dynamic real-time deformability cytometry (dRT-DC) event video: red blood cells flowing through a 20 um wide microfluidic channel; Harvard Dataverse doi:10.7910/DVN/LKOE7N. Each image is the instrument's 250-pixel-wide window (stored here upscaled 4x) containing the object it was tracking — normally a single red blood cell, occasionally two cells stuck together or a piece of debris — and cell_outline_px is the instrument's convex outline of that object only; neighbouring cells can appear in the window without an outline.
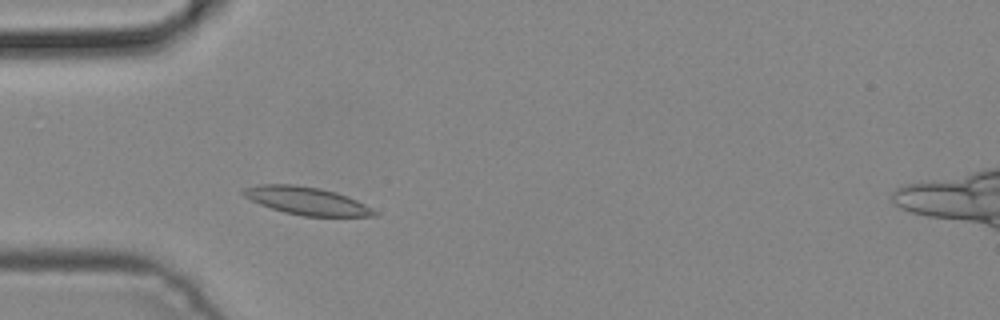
{"species": "common noctule bat (a hibernating species)", "species_latin": "Nyctalus noctula", "temperature_condition": "cold", "stored_images_in_passage": 3, "camera_frame_rate_fps": 3000, "um_per_image_px": 0.085, "animal": {"sex": "male", "body_mass_g": 19.2, "forearm_length_mm": 51.8}, "frame": {"image": 1, "passage_image": 3, "time_ms": 0.667, "image_size_px": [1000, 320], "cell_outline_px": [[376, 216], [304, 216], [284, 212], [260, 204], [244, 196], [240, 192], [244, 188], [260, 184], [292, 184], [320, 188], [336, 192], [348, 196], [364, 204], [376, 212]], "centroid_in_image_um": [26.04, 17.06], "position_along_channel_um": 59.0, "area_um2": 20.98}}